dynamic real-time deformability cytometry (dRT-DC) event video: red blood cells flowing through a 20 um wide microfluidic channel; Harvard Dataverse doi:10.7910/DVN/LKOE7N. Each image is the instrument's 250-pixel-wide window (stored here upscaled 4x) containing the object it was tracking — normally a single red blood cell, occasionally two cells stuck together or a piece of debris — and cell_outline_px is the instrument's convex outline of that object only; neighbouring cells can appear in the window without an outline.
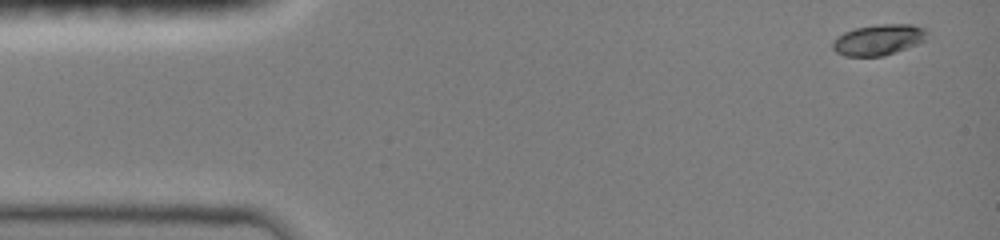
{"species": "common noctule bat (a hibernating species)", "species_latin": "Nyctalus noctula", "temperature_condition": "room temperature", "stored_images_in_passage": 6, "camera_frame_rate_fps": 3000, "um_per_image_px": 0.085, "animal": {"sex": "female", "body_mass_g": 19.0, "forearm_length_mm": 51.5}, "frame": {"image": 1, "passage_image": 1, "time_ms": 0.0, "image_size_px": [1000, 240], "cell_outline_px": [[928, 32], [924, 40], [916, 44], [884, 56], [844, 56], [836, 52], [832, 48], [832, 44], [836, 36], [844, 32], [856, 28], [876, 24], [912, 24], [924, 28]], "centroid_in_image_um": [74.64, 3.37], "position_along_channel_um": 10.4, "area_um2": 16.94}}
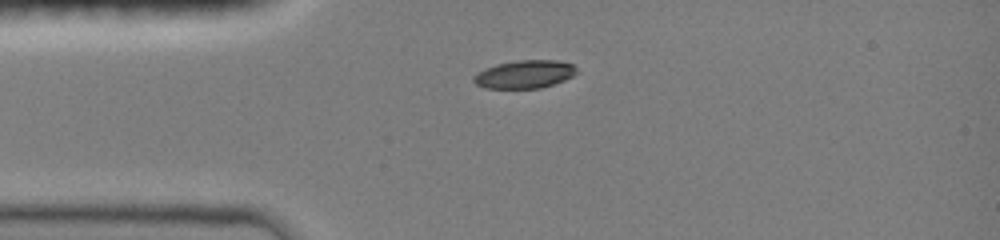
{"frame": {"image": 2, "passage_image": 4, "time_ms": 1.0, "image_size_px": [1000, 240], "cell_outline_px": [[576, 72], [572, 76], [564, 80], [540, 88], [484, 88], [476, 84], [472, 80], [472, 76], [496, 64], [516, 60], [560, 60], [572, 64], [576, 68]], "centroid_in_image_um": [44.59, 6.31], "position_along_channel_um": 40.4, "area_um2": 16.7}}
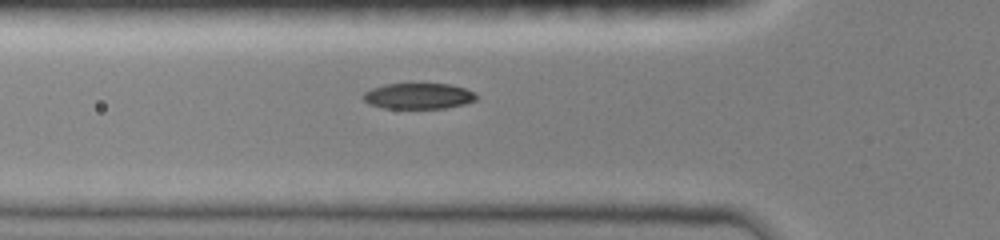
{"frame": {"image": 3, "passage_image": 6, "time_ms": 1.667, "image_size_px": [1000, 240], "cell_outline_px": [[476, 100], [464, 104], [444, 108], [384, 108], [368, 104], [360, 96], [364, 92], [372, 88], [384, 84], [448, 84], [464, 88], [472, 92], [476, 96]], "centroid_in_image_um": [35.5, 8.16], "position_along_channel_um": 90.3, "area_um2": 16.94}}